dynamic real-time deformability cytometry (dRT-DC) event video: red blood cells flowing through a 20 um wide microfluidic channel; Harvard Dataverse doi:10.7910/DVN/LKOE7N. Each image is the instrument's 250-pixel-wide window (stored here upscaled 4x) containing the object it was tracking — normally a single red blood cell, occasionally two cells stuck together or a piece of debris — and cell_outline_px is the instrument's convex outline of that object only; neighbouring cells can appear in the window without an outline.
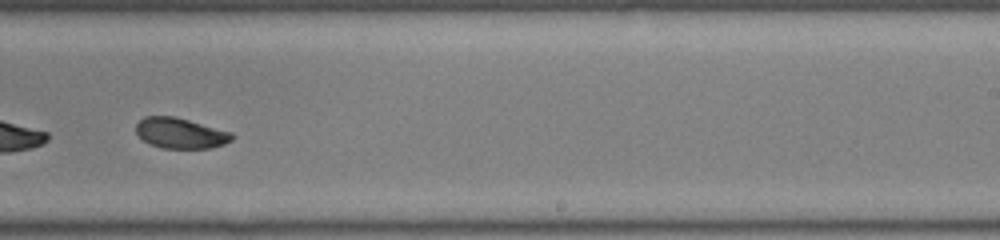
{"species": "common noctule bat (a hibernating species)", "species_latin": "Nyctalus noctula", "temperature_condition": "room temperature", "stored_images_in_passage": 34, "camera_frame_rate_fps": 3000, "um_per_image_px": 0.085, "animal": {"sex": "male", "body_mass_g": 19.0, "forearm_length_mm": 50.8}, "frame": {"image": 1, "passage_image": 25, "time_ms": 8.0, "image_size_px": [1000, 240], "cell_outline_px": [[236, 136], [232, 140], [224, 144], [212, 148], [160, 148], [148, 144], [136, 132], [136, 124], [144, 116], [172, 116], [188, 120], [232, 132]], "centroid_in_image_um": [15.35, 11.33], "position_along_channel_um": 273.7, "area_um2": 17.11}, "authors_computed_cell_mechanics": {"area_um2": 18.0625, "velocity_mm_per_s": 3.9769, "shape_relaxation_time_tau1_ms": 1.8828, "shape_relaxation_time_tau2_ms": 3.0422, "deformation_change_tau1": 0.11, "deformation_change_tau2": 0.0692}}